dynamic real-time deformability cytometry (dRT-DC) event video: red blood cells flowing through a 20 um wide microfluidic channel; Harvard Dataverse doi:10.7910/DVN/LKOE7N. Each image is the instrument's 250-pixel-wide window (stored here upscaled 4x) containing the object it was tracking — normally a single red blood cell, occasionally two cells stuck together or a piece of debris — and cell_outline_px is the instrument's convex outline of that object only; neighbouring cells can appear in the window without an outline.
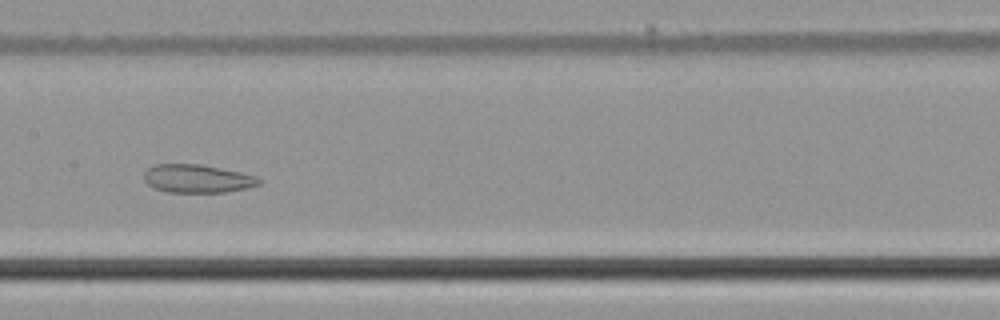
{"species": "common noctule bat (a hibernating species)", "species_latin": "Nyctalus noctula", "temperature_condition": "cold", "stored_images_in_passage": 56, "camera_frame_rate_fps": 3000, "um_per_image_px": 0.085, "animal": {"sex": "male", "body_mass_g": 21.5, "forearm_length_mm": 52.0}, "frame": {"image": 1, "passage_image": 29, "time_ms": 9.333, "image_size_px": [1000, 320], "cell_outline_px": [[264, 180], [260, 184], [248, 188], [224, 192], [168, 192], [152, 188], [144, 180], [144, 172], [148, 168], [156, 164], [200, 164], [240, 172], [256, 176]], "centroid_in_image_um": [16.78, 15.19], "position_along_channel_um": 190.6, "area_um2": 19.02}}
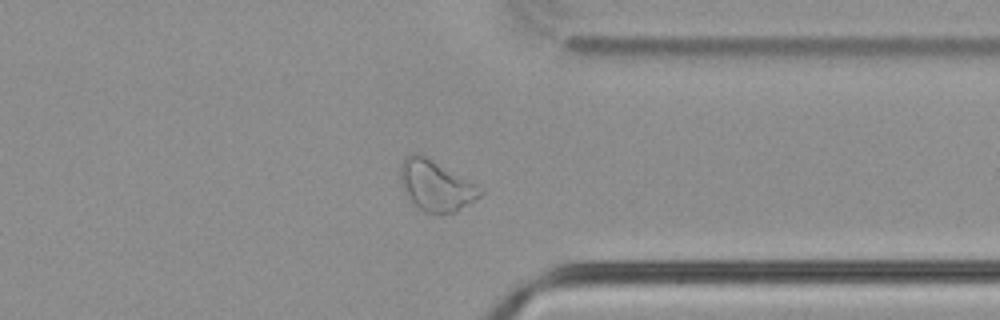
{"frame": {"image": 2, "passage_image": 44, "time_ms": 14.333, "image_size_px": [1000, 320], "cell_outline_px": [[484, 192], [480, 196], [456, 212], [424, 212], [412, 204], [400, 184], [400, 164], [412, 152], [416, 152], [424, 156], [484, 188]], "centroid_in_image_um": [37.03, 15.78], "position_along_channel_um": 374.4, "area_um2": 23.29}}
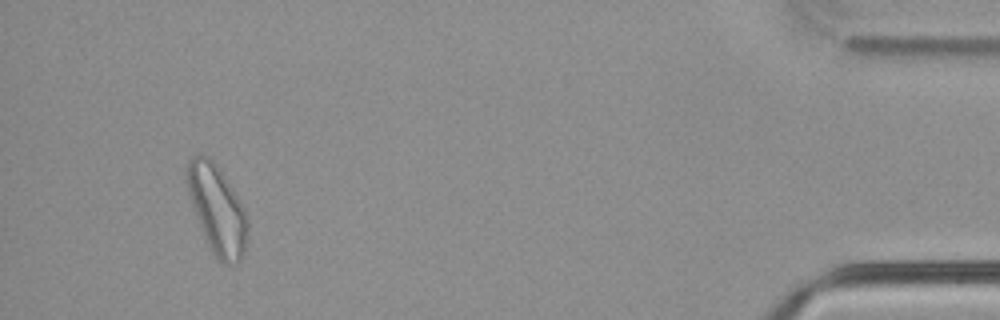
{"frame": {"image": 3, "passage_image": 53, "time_ms": 17.333, "image_size_px": [1000, 320], "cell_outline_px": [[248, 228], [244, 252], [240, 260], [236, 264], [224, 264], [212, 252], [208, 244], [200, 224], [188, 192], [184, 172], [188, 160], [192, 156], [200, 152], [208, 156], [220, 168], [236, 192], [244, 208], [248, 220]], "centroid_in_image_um": [18.45, 17.73], "position_along_channel_um": 416.7, "area_um2": 31.39}, "authors_computed_cell_mechanics": {"area_um2": 26.588, "velocity_mm_per_s": 3.7194, "shape_relaxation_time_tau1_ms": null, "shape_relaxation_time_tau2_ms": 4.3786, "deformation_change_tau1": null, "deformation_change_tau2": 0.1016}}